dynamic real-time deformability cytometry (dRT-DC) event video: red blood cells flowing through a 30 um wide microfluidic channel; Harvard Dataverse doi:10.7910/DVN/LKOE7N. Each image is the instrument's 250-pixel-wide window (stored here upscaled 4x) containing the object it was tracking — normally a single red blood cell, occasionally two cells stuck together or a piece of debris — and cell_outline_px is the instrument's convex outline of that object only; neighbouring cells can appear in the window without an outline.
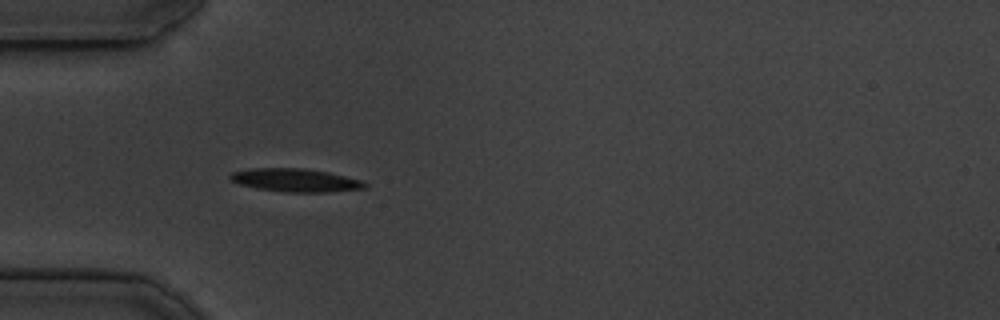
{"species": "common noctule bat (a hibernating species)", "species_latin": "Nyctalus noctula", "temperature_condition": "cold", "stored_images_in_passage": 53, "camera_frame_rate_fps": 3000, "um_per_image_px": 0.085, "animal": {"sex": "male", "body_mass_g": 19.5, "forearm_length_mm": 54.6}, "frame": {"image": 1, "passage_image": 16, "time_ms": 5.0, "image_size_px": [1000, 320], "cell_outline_px": [[368, 188], [328, 192], [288, 192], [256, 188], [240, 184], [232, 180], [228, 176], [232, 172], [248, 168], [304, 168], [328, 172], [364, 180], [368, 184]], "centroid_in_image_um": [25.17, 15.31], "position_along_channel_um": 59.8, "area_um2": 18.32}}
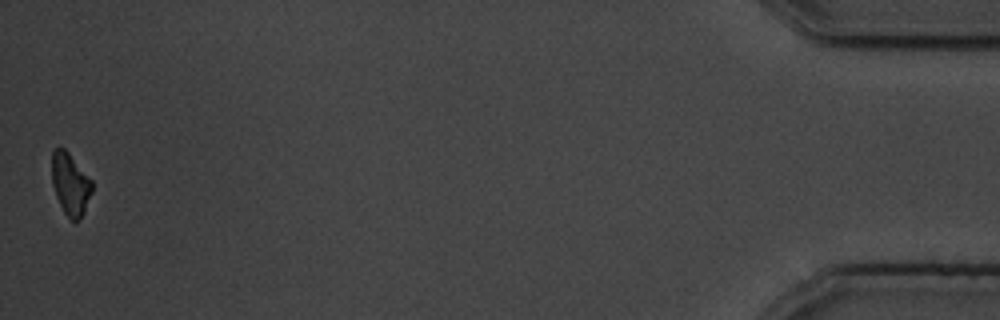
{"frame": {"image": 2, "passage_image": 53, "time_ms": 17.333, "image_size_px": [1000, 320], "cell_outline_px": [[92, 192], [84, 212], [76, 224], [64, 212], [56, 196], [52, 184], [52, 152], [56, 148], [64, 148], [68, 152], [92, 180]], "centroid_in_image_um": [5.98, 15.66], "position_along_channel_um": 429.2, "area_um2": 14.45}, "authors_computed_cell_mechanics": {"area_um2": 16.8776, "velocity_mm_per_s": 3.7568, "shape_relaxation_time_tau1_ms": 5.595, "shape_relaxation_time_tau2_ms": null, "deformation_change_tau1": 0.1383, "deformation_change_tau2": null}}